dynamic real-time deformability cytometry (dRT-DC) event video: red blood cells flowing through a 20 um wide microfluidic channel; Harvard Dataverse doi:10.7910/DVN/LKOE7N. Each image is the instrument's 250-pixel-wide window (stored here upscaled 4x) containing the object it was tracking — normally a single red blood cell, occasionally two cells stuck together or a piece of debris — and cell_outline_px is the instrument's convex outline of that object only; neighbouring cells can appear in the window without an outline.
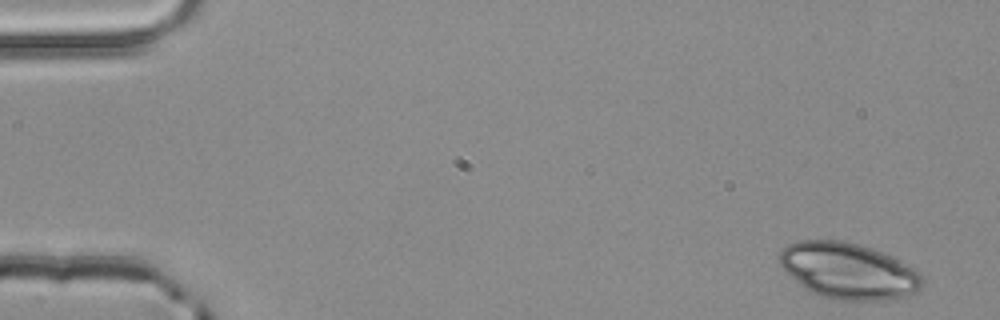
{"species": "common noctule bat (a hibernating species)", "species_latin": "Nyctalus noctula", "temperature_condition": "room temperature", "stored_images_in_passage": 3, "camera_frame_rate_fps": 3000, "um_per_image_px": 0.085, "animal": {"sex": "male", "body_mass_g": 20.4}, "frame": {"image": 1, "passage_image": 3, "time_ms": 0.667, "image_size_px": [1000, 320], "cell_outline_px": [[924, 288], [908, 296], [888, 300], [836, 300], [820, 296], [804, 288], [780, 264], [780, 252], [788, 244], [800, 240], [844, 240], [860, 244], [872, 248], [892, 256], [920, 272], [924, 280]], "centroid_in_image_um": [72.18, 23.03], "position_along_channel_um": 12.8, "area_um2": 46.88}}